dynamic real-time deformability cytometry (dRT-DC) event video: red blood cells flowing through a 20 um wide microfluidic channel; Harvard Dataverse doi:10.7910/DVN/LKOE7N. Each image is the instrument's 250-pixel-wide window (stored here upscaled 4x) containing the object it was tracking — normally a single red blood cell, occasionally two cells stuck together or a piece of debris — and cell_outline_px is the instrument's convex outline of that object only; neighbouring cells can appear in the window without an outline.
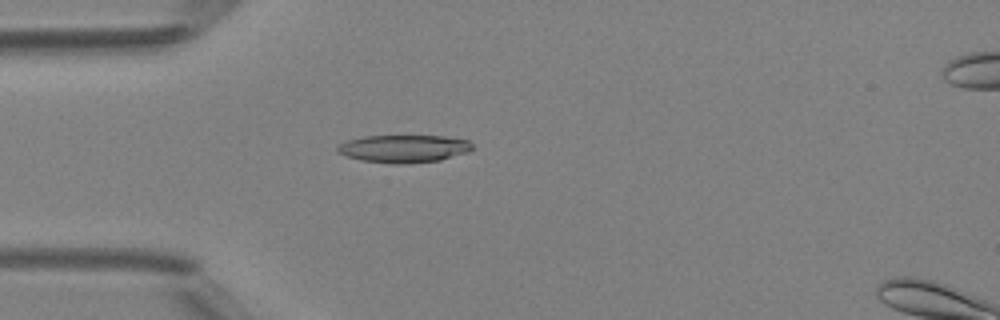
{"species": "Egyptian fruit bat (a non-hibernating species)", "species_latin": "Rousettus aegyptiacus", "temperature_condition": "room temperature", "stored_images_in_passage": 49, "camera_frame_rate_fps": 3000, "um_per_image_px": 0.085, "animal": {"sex": "female"}, "frame": {"image": 1, "passage_image": 14, "time_ms": 4.333, "image_size_px": [1000, 320], "cell_outline_px": [[472, 148], [468, 152], [440, 160], [408, 164], [392, 164], [360, 160], [336, 152], [336, 144], [348, 140], [364, 136], [444, 136], [468, 140], [472, 144]], "centroid_in_image_um": [34.29, 12.64], "position_along_channel_um": 50.7, "area_um2": 21.91}}
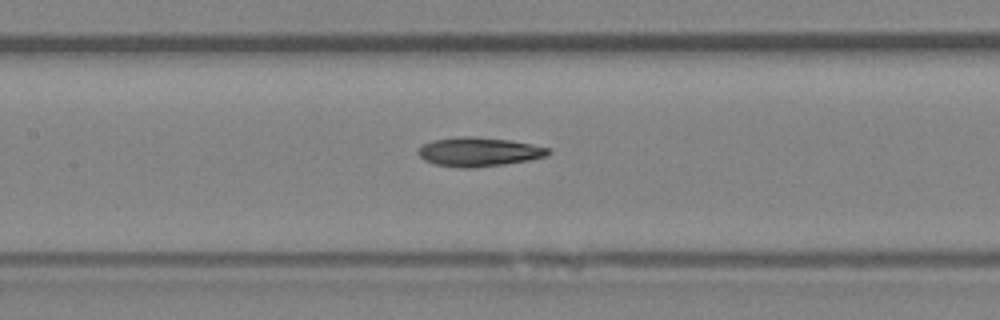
{"frame": {"image": 2, "passage_image": 23, "time_ms": 7.333, "image_size_px": [1000, 320], "cell_outline_px": [[552, 152], [548, 156], [528, 160], [472, 168], [464, 168], [436, 164], [424, 160], [416, 152], [424, 144], [432, 140], [460, 136], [476, 136], [512, 140], [532, 144], [548, 148]], "centroid_in_image_um": [40.71, 12.89], "position_along_channel_um": 166.7, "area_um2": 21.96}}
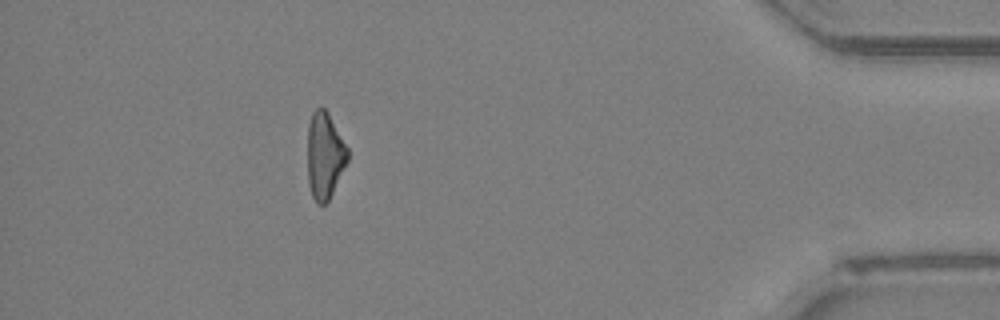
{"frame": {"image": 3, "passage_image": 44, "time_ms": 14.333, "image_size_px": [1000, 320], "cell_outline_px": [[348, 160], [328, 200], [324, 204], [316, 204], [312, 196], [308, 184], [308, 124], [312, 112], [316, 108], [324, 108], [328, 112], [348, 148]], "centroid_in_image_um": [27.59, 13.21], "position_along_channel_um": 407.6, "area_um2": 20.11}, "authors_computed_cell_mechanics": {"area_um2": 21.5594, "velocity_mm_per_s": 4.2106, "shape_relaxation_time_tau1_ms": null, "shape_relaxation_time_tau2_ms": 9.0777, "deformation_change_tau1": null, "deformation_change_tau2": 0.2119}}